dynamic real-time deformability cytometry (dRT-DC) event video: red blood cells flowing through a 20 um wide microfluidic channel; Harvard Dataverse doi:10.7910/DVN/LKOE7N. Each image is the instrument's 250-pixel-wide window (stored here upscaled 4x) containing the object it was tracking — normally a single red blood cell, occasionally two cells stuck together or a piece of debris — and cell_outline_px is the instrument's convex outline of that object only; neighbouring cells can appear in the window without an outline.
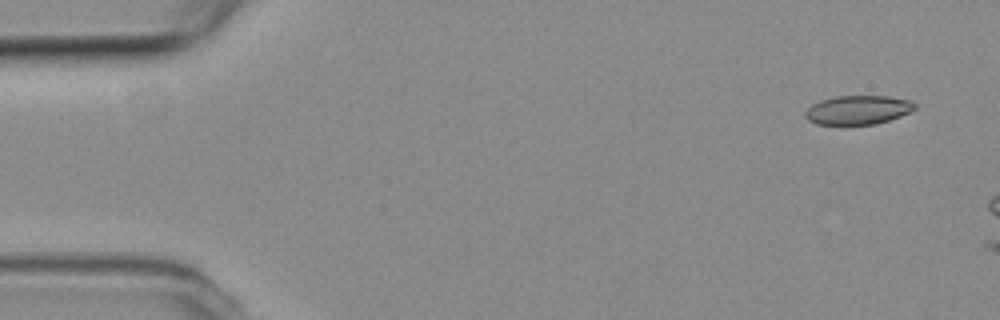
{"species": "common noctule bat (a hibernating species)", "species_latin": "Nyctalus noctula", "temperature_condition": "room temperature", "stored_images_in_passage": 4, "camera_frame_rate_fps": 3000, "um_per_image_px": 0.085, "animal": {"sex": "female", "body_mass_g": 19.3, "forearm_length_mm": 54.1}, "frame": {"image": 1, "passage_image": 1, "time_ms": 0.0, "image_size_px": [1000, 320], "cell_outline_px": [[916, 108], [900, 116], [876, 124], [816, 124], [808, 120], [804, 116], [804, 112], [812, 104], [820, 100], [836, 96], [888, 96], [908, 100], [916, 104]], "centroid_in_image_um": [72.89, 9.34], "position_along_channel_um": 12.1, "area_um2": 18.38}}